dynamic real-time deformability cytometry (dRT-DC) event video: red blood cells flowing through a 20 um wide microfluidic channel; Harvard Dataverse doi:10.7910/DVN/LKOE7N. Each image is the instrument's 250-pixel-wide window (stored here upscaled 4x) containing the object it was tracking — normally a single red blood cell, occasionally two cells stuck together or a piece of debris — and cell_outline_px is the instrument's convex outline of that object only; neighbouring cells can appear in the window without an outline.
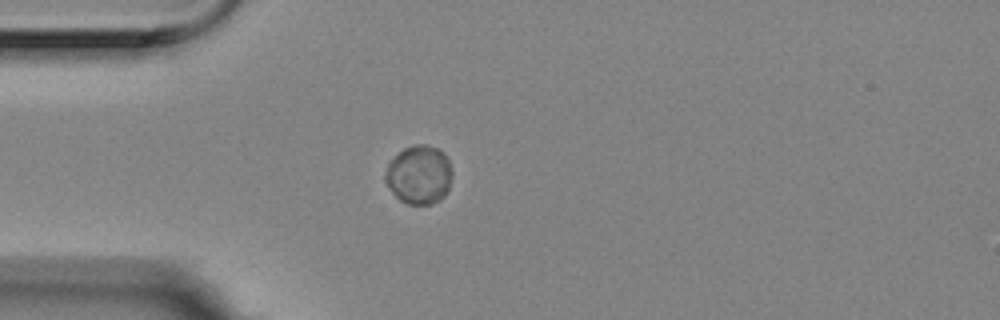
{"species": "Egyptian fruit bat (a non-hibernating species)", "species_latin": "Rousettus aegyptiacus", "temperature_condition": "room temperature", "stored_images_in_passage": 4, "camera_frame_rate_fps": 3000, "um_per_image_px": 0.085, "animal": {"sex": "female"}, "frame": {"image": 1, "passage_image": 4, "time_ms": 1.0, "image_size_px": [1000, 320], "cell_outline_px": [[452, 176], [448, 192], [440, 200], [432, 204], [408, 204], [400, 200], [392, 192], [384, 180], [384, 176], [388, 164], [404, 148], [416, 144], [424, 144], [436, 148], [444, 152], [448, 160], [452, 172]], "centroid_in_image_um": [35.64, 14.87], "position_along_channel_um": 49.4, "area_um2": 22.89}}